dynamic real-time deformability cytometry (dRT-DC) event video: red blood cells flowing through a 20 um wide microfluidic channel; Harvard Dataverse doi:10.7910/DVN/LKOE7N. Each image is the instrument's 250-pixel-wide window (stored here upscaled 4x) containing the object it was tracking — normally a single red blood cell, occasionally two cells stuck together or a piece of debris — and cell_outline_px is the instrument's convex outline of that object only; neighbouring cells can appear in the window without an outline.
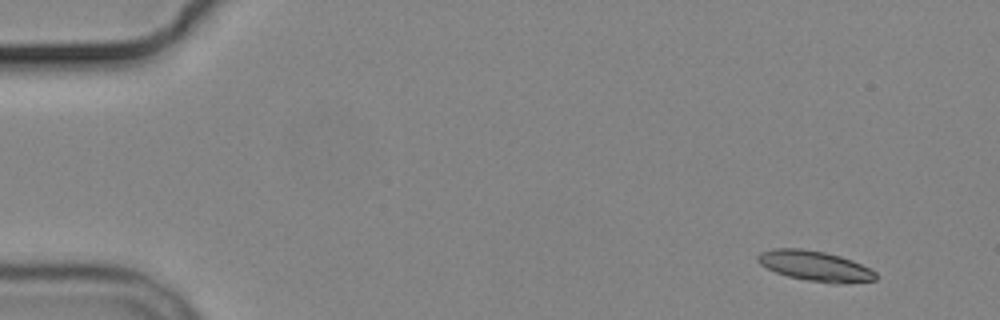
{"species": "common noctule bat (a hibernating species)", "species_latin": "Nyctalus noctula", "temperature_condition": "cold", "stored_images_in_passage": 7, "camera_frame_rate_fps": 3000, "um_per_image_px": 0.085, "animal": {"sex": "male", "body_mass_g": 19.2, "forearm_length_mm": 51.8}, "frame": {"image": 1, "passage_image": 1, "time_ms": 0.0, "image_size_px": [1000, 320], "cell_outline_px": [[876, 280], [836, 284], [808, 280], [788, 276], [776, 272], [760, 264], [756, 260], [756, 256], [760, 252], [772, 248], [800, 248], [824, 252], [840, 256], [852, 260], [876, 272]], "centroid_in_image_um": [69.25, 22.6], "position_along_channel_um": 15.8, "area_um2": 20.63}}
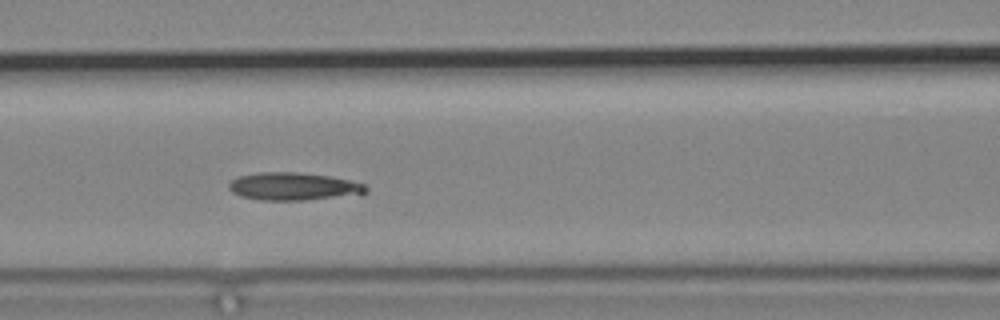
{"frame": {"image": 2, "passage_image": 6, "time_ms": 6.667, "image_size_px": [1000, 320], "cell_outline_px": [[368, 192], [360, 196], [304, 200], [260, 200], [240, 196], [232, 192], [228, 188], [228, 184], [236, 176], [256, 172], [300, 172], [328, 176], [352, 180], [364, 184], [368, 188]], "centroid_in_image_um": [25.0, 15.85], "position_along_channel_um": 141.6, "area_um2": 22.77}}
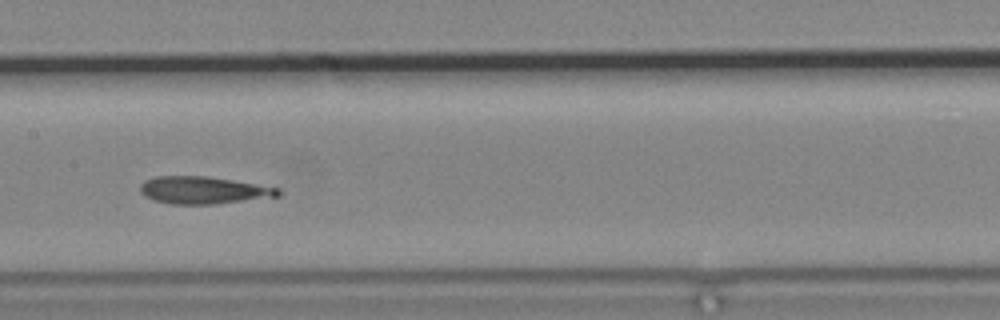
{"frame": {"image": 3, "passage_image": 7, "time_ms": 8.0, "image_size_px": [1000, 320], "cell_outline_px": [[280, 196], [216, 204], [172, 204], [152, 200], [144, 196], [140, 192], [140, 184], [144, 180], [156, 176], [204, 176], [232, 180], [280, 188]], "centroid_in_image_um": [17.25, 16.17], "position_along_channel_um": 190.1, "area_um2": 22.02}}